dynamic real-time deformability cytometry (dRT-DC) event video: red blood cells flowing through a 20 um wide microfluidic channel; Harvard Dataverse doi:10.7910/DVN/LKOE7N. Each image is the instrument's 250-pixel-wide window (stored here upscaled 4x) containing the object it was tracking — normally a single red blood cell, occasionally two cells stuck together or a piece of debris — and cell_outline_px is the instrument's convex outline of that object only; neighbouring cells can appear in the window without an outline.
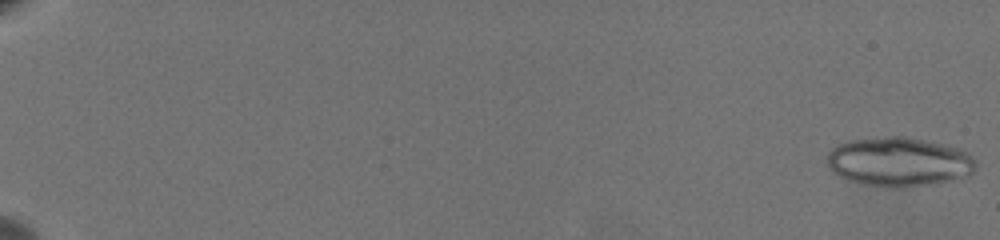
{"species": "common noctule bat (a hibernating species)", "species_latin": "Nyctalus noctula", "temperature_condition": "warm", "stored_images_in_passage": 64, "segment_of_instrument_passage": [1, 2], "camera_frame_rate_fps": 3000, "um_per_image_px": 0.085, "animal": {"sex": "female", "body_mass_g": 19.5, "forearm_length_mm": 54.1}, "frame": {"image": 1, "passage_image": 1, "time_ms": 0.0, "image_size_px": [1000, 240], "cell_outline_px": [[976, 168], [968, 176], [936, 184], [896, 188], [864, 184], [848, 180], [832, 172], [828, 168], [828, 152], [832, 148], [848, 140], [892, 136], [904, 136], [944, 144], [960, 148], [968, 152], [976, 160]], "centroid_in_image_um": [76.44, 13.76], "position_along_channel_um": 8.6, "area_um2": 42.95}}